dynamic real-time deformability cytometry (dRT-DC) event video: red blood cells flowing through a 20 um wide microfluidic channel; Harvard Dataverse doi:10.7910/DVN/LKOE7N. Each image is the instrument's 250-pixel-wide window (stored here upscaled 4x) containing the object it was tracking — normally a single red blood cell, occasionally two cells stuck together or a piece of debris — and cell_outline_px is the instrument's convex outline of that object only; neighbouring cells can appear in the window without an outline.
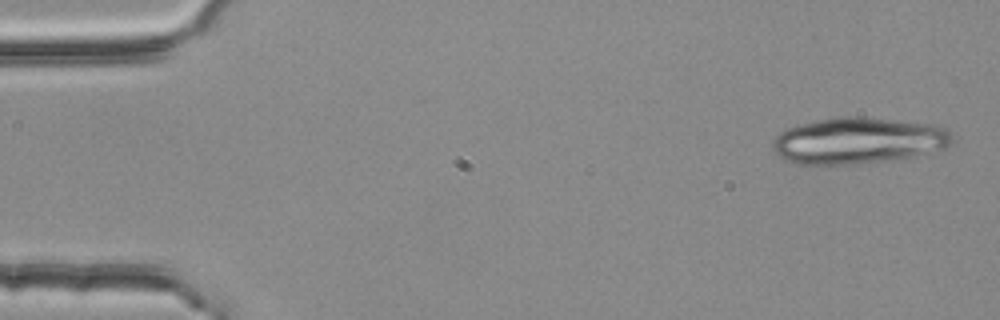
{"species": "common noctule bat (a hibernating species)", "species_latin": "Nyctalus noctula", "temperature_condition": "room temperature", "stored_images_in_passage": 4, "camera_frame_rate_fps": 3000, "um_per_image_px": 0.085, "animal": {"sex": "female", "body_mass_g": 25.1}, "frame": {"image": 1, "passage_image": 1, "time_ms": 0.0, "image_size_px": [1000, 320], "cell_outline_px": [[952, 144], [948, 148], [908, 156], [884, 160], [856, 164], [796, 164], [780, 156], [772, 148], [772, 144], [776, 136], [784, 128], [800, 124], [820, 120], [844, 116], [860, 116], [900, 120], [936, 124], [944, 128], [952, 136]], "centroid_in_image_um": [72.95, 11.93], "position_along_channel_um": 12.1, "area_um2": 48.21}}